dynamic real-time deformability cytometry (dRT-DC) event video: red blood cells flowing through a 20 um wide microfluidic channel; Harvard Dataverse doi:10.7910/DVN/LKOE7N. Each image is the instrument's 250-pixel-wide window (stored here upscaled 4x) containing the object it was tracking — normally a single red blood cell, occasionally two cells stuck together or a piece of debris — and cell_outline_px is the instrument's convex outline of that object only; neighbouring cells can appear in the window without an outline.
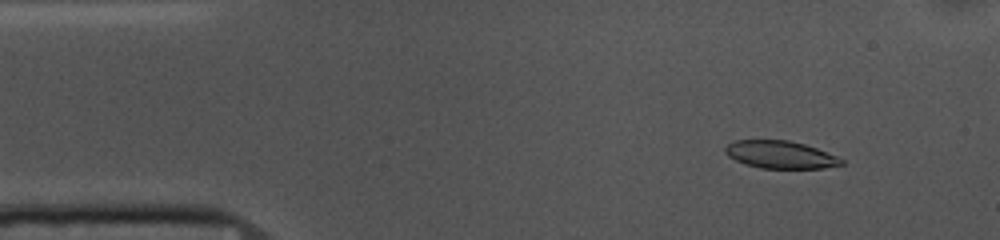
{"species": "common noctule bat (a hibernating species)", "species_latin": "Nyctalus noctula", "temperature_condition": "cold", "stored_images_in_passage": 53, "camera_frame_rate_fps": 3000, "um_per_image_px": 0.085, "animal": {"sex": "female", "body_mass_g": 10.0, "forearm_length_mm": 53.1}, "frame": {"image": 1, "passage_image": 5, "time_ms": 1.333, "image_size_px": [1000, 240], "cell_outline_px": [[844, 164], [824, 168], [760, 168], [744, 164], [728, 156], [724, 152], [724, 148], [728, 144], [736, 140], [788, 140], [804, 144], [816, 148], [836, 156], [844, 160]], "centroid_in_image_um": [66.31, 13.15], "position_along_channel_um": 18.7, "area_um2": 18.61}}
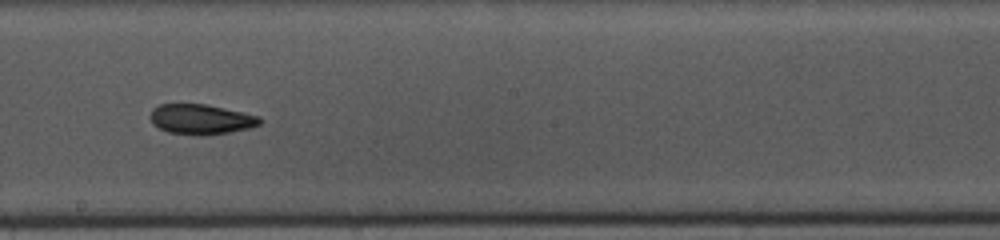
{"frame": {"image": 2, "passage_image": 28, "time_ms": 9.0, "image_size_px": [1000, 240], "cell_outline_px": [[264, 120], [260, 124], [248, 128], [228, 132], [204, 136], [200, 136], [168, 132], [152, 124], [152, 108], [160, 104], [208, 104], [244, 112], [260, 116]], "centroid_in_image_um": [17.12, 10.13], "position_along_channel_um": 231.1, "area_um2": 19.31}}
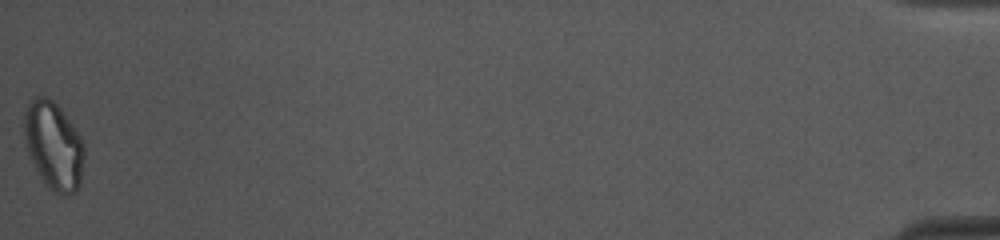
{"frame": {"image": 3, "passage_image": 53, "time_ms": 17.333, "image_size_px": [1000, 240], "cell_outline_px": [[84, 156], [80, 184], [76, 192], [68, 196], [64, 196], [48, 188], [36, 172], [28, 156], [24, 140], [24, 108], [36, 96], [44, 96], [52, 100], [60, 108], [72, 124], [80, 136], [84, 144]], "centroid_in_image_um": [4.54, 12.41], "position_along_channel_um": 430.7, "area_um2": 31.1}, "authors_computed_cell_mechanics": {"area_um2": 19.941, "velocity_mm_per_s": 3.66, "shape_relaxation_time_tau1_ms": 3.4729, "shape_relaxation_time_tau2_ms": 6.4537, "deformation_change_tau1": 0.1286, "deformation_change_tau2": 0.1359}}